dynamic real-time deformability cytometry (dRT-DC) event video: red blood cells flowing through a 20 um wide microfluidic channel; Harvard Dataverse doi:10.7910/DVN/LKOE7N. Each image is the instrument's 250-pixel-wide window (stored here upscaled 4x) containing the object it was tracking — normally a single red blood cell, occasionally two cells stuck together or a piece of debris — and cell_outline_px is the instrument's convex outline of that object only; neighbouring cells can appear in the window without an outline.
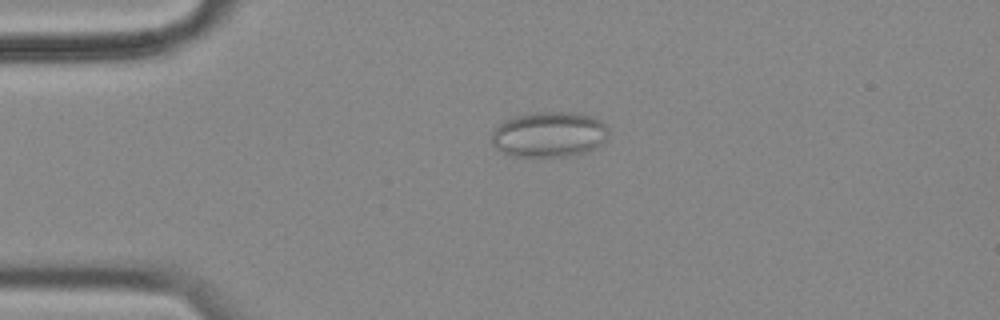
{"species": "common noctule bat (a hibernating species)", "species_latin": "Nyctalus noctula", "temperature_condition": "cold", "stored_images_in_passage": 56, "camera_frame_rate_fps": 3000, "um_per_image_px": 0.085, "animal": {"sex": "female", "body_mass_g": 18.4}, "frame": {"image": 1, "passage_image": 13, "time_ms": 4.0, "image_size_px": [1000, 320], "cell_outline_px": [[608, 136], [600, 144], [584, 152], [572, 156], [512, 156], [496, 148], [492, 144], [492, 132], [504, 120], [516, 116], [536, 112], [568, 112], [588, 116], [600, 120], [608, 128]], "centroid_in_image_um": [46.66, 11.43], "position_along_channel_um": 38.3, "area_um2": 30.58}}
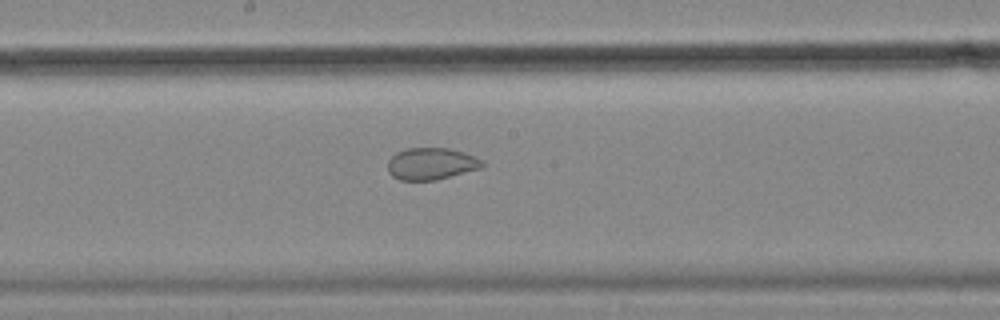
{"frame": {"image": 2, "passage_image": 30, "time_ms": 9.667, "image_size_px": [1000, 320], "cell_outline_px": [[484, 164], [480, 168], [436, 180], [400, 180], [392, 176], [388, 172], [388, 160], [396, 152], [408, 148], [448, 148], [464, 152], [484, 160]], "centroid_in_image_um": [36.64, 13.91], "position_along_channel_um": 211.6, "area_um2": 17.57}}
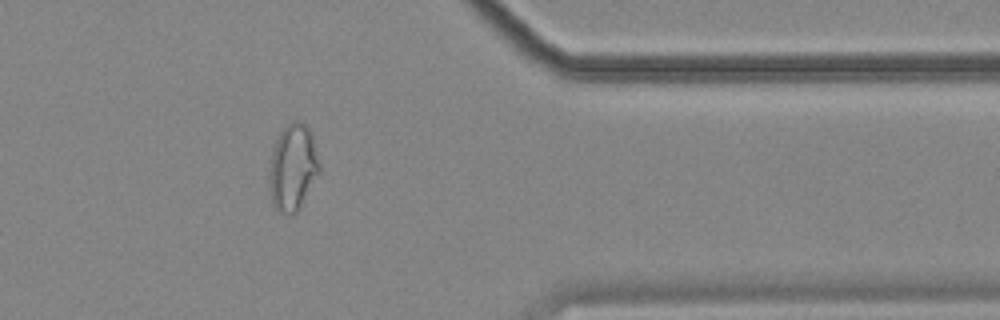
{"frame": {"image": 3, "passage_image": 46, "time_ms": 15.0, "image_size_px": [1000, 320], "cell_outline_px": [[320, 172], [296, 212], [280, 212], [272, 204], [268, 180], [272, 152], [276, 140], [280, 132], [288, 124], [296, 120], [300, 120], [308, 128], [312, 136], [320, 164]], "centroid_in_image_um": [24.88, 14.21], "position_along_channel_um": 386.5, "area_um2": 24.85}, "authors_computed_cell_mechanics": {"area_um2": 25.0274, "velocity_mm_per_s": 3.5735, "shape_relaxation_time_tau1_ms": null, "shape_relaxation_time_tau2_ms": 1.2703, "deformation_change_tau1": null, "deformation_change_tau2": 0.0584}}